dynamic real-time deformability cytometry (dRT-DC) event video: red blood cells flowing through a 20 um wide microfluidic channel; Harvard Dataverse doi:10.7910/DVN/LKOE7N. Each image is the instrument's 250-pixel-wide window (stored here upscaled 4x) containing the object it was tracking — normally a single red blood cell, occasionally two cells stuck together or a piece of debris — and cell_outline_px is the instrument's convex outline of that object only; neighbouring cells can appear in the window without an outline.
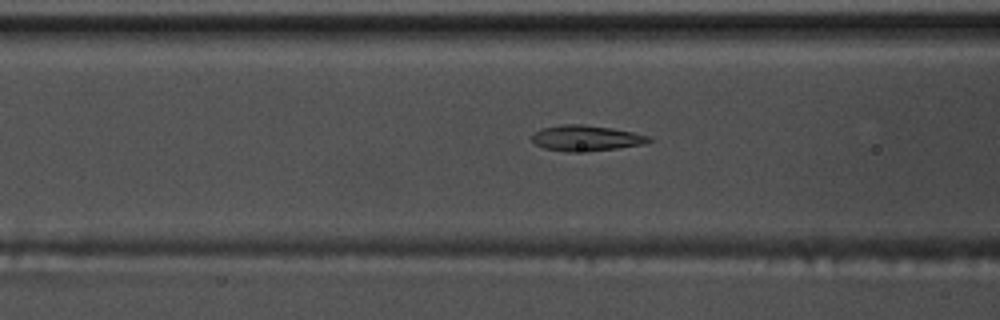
{"species": "common noctule bat (a hibernating species)", "species_latin": "Nyctalus noctula", "temperature_condition": "warm", "stored_images_in_passage": 54, "camera_frame_rate_fps": 3000, "um_per_image_px": 0.085, "animal": {"sex": "male", "body_mass_g": 17.5, "forearm_length_mm": 52.3}, "frame": {"image": 1, "passage_image": 22, "time_ms": 7.0, "image_size_px": [1000, 320], "cell_outline_px": [[656, 140], [644, 144], [588, 152], [568, 152], [544, 148], [536, 144], [532, 140], [532, 136], [540, 128], [560, 124], [584, 124], [612, 128], [652, 136]], "centroid_in_image_um": [49.86, 11.74], "position_along_channel_um": 116.7, "area_um2": 17.74}}
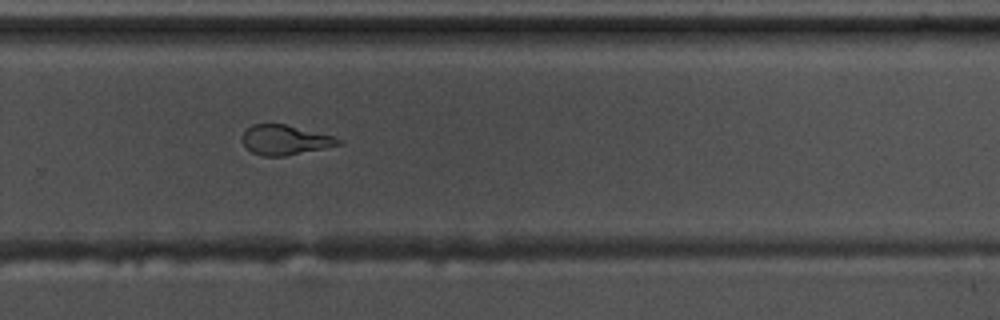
{"frame": {"image": 2, "passage_image": 37, "time_ms": 12.0, "image_size_px": [1000, 320], "cell_outline_px": [[344, 144], [284, 156], [264, 156], [252, 152], [240, 140], [244, 132], [252, 124], [284, 124], [332, 136], [344, 140]], "centroid_in_image_um": [24.23, 11.9], "position_along_channel_um": 305.6, "area_um2": 16.53}}
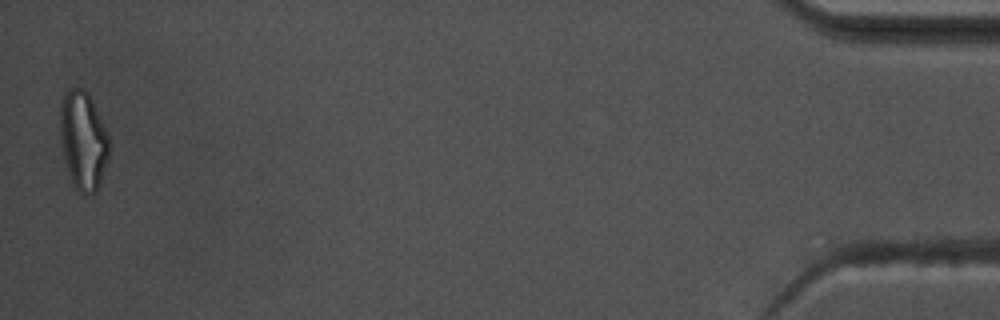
{"frame": {"image": 3, "passage_image": 54, "time_ms": 17.667, "image_size_px": [1000, 320], "cell_outline_px": [[108, 156], [96, 192], [80, 192], [76, 188], [68, 172], [64, 156], [60, 132], [60, 100], [72, 88], [80, 88], [88, 92], [92, 100], [108, 136]], "centroid_in_image_um": [7.05, 11.9], "position_along_channel_um": 428.1, "area_um2": 27.22}, "authors_computed_cell_mechanics": {"area_um2": 18.1781, "velocity_mm_per_s": 3.7813, "shape_relaxation_time_tau1_ms": 4.8679, "shape_relaxation_time_tau2_ms": 1.1781, "deformation_change_tau1": 0.2195, "deformation_change_tau2": 0.1106}}